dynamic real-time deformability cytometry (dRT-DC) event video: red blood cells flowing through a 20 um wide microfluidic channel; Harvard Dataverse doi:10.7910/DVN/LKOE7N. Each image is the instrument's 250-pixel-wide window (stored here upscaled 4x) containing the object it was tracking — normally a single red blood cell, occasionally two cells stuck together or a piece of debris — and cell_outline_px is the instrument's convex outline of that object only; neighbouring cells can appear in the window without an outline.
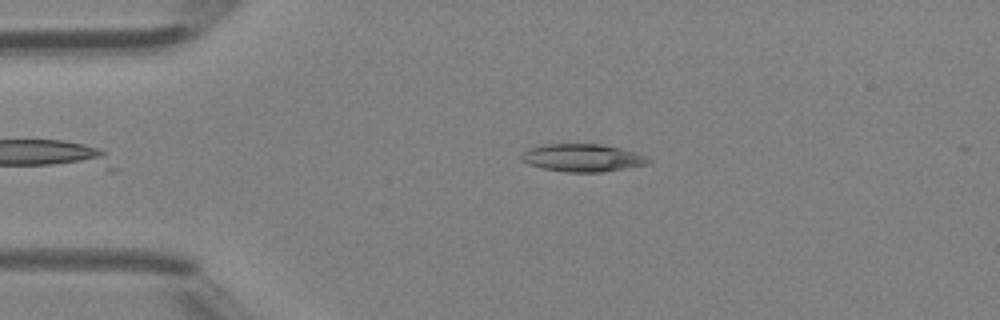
{"species": "Egyptian fruit bat (a non-hibernating species)", "species_latin": "Rousettus aegyptiacus", "temperature_condition": "room temperature", "stored_images_in_passage": 46, "camera_frame_rate_fps": 3000, "um_per_image_px": 0.085, "animal": {"sex": "female"}, "frame": {"image": 1, "passage_image": 10, "time_ms": 3.0, "image_size_px": [1000, 320], "cell_outline_px": [[652, 160], [648, 164], [600, 172], [568, 172], [544, 168], [528, 164], [520, 160], [520, 156], [528, 148], [544, 144], [600, 144], [620, 148], [636, 152]], "centroid_in_image_um": [49.49, 13.4], "position_along_channel_um": 35.5, "area_um2": 20.35}}
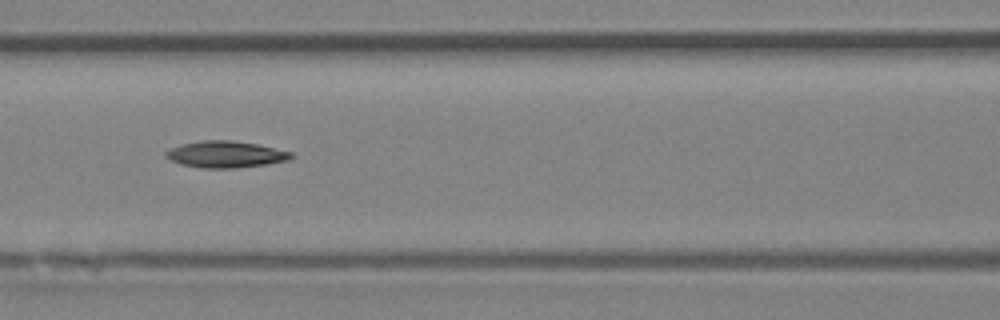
{"frame": {"image": 2, "passage_image": 20, "time_ms": 6.333, "image_size_px": [1000, 320], "cell_outline_px": [[296, 156], [288, 160], [264, 164], [236, 168], [200, 168], [180, 164], [164, 156], [164, 152], [180, 144], [204, 140], [232, 140], [256, 144], [292, 152]], "centroid_in_image_um": [19.16, 13.12], "position_along_channel_um": 147.4, "area_um2": 19.36}}
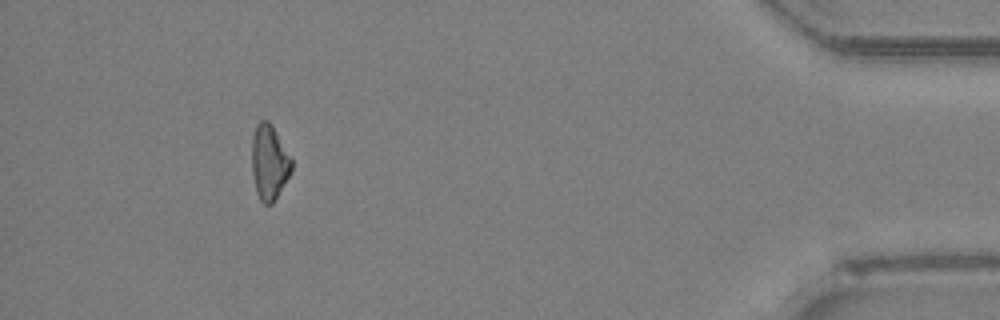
{"frame": {"image": 3, "passage_image": 42, "time_ms": 13.667, "image_size_px": [1000, 320], "cell_outline_px": [[292, 172], [272, 204], [264, 204], [260, 200], [256, 192], [252, 172], [252, 136], [256, 124], [260, 120], [268, 120], [272, 124], [292, 156]], "centroid_in_image_um": [22.9, 13.76], "position_along_channel_um": 412.3, "area_um2": 17.74}, "authors_computed_cell_mechanics": {"area_um2": 18.9006, "velocity_mm_per_s": 4.4651, "shape_relaxation_time_tau1_ms": 5.7747, "shape_relaxation_time_tau2_ms": null, "deformation_change_tau1": 0.1466, "deformation_change_tau2": null}}